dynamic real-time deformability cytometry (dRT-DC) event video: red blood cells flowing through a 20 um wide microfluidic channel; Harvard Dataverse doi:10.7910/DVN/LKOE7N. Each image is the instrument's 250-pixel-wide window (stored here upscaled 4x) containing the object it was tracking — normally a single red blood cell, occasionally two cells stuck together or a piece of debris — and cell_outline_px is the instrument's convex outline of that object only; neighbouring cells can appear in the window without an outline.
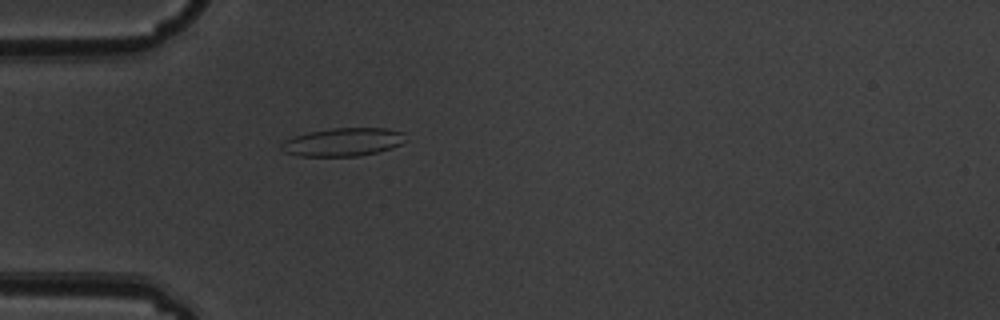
{"species": "common noctule bat (a hibernating species)", "species_latin": "Nyctalus noctula", "temperature_condition": "warm", "stored_images_in_passage": 2, "camera_frame_rate_fps": 3000, "um_per_image_px": 0.085, "animal": {"sex": "male", "body_mass_g": 19.5, "forearm_length_mm": 54.6}, "frame": {"image": 1, "passage_image": 2, "time_ms": 0.333, "image_size_px": [1000, 320], "cell_outline_px": [[408, 140], [392, 148], [376, 152], [356, 156], [300, 156], [284, 152], [280, 148], [284, 140], [308, 132], [332, 128], [384, 128], [404, 132]], "centroid_in_image_um": [29.19, 12.07], "position_along_channel_um": 55.8, "area_um2": 20.4}}